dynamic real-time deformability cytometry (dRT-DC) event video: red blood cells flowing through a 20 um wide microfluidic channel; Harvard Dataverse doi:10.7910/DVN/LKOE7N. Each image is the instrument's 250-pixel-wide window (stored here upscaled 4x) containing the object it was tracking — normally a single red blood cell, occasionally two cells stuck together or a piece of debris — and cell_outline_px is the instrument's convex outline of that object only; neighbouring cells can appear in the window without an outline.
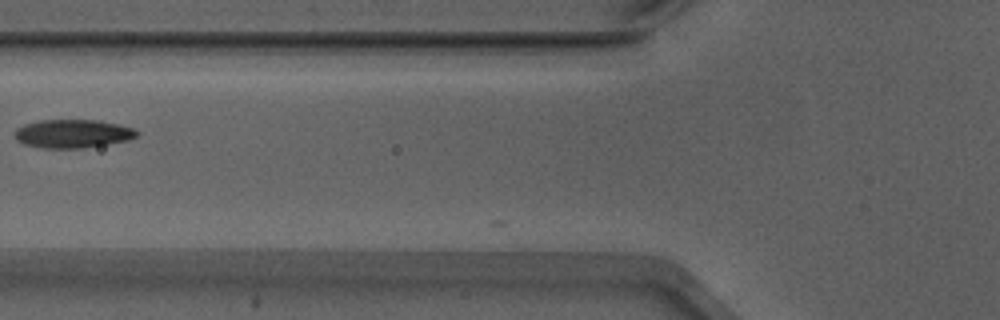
{"species": "Egyptian fruit bat (a non-hibernating species)", "species_latin": "Rousettus aegyptiacus", "temperature_condition": "warm", "stored_images_in_passage": 37, "camera_frame_rate_fps": 3000, "um_per_image_px": 0.085, "animal": {"sex": "male"}, "frame": {"image": 1, "passage_image": 8, "time_ms": 2.333, "image_size_px": [1000, 320], "cell_outline_px": [[140, 132], [136, 136], [128, 140], [80, 148], [40, 148], [24, 144], [16, 140], [12, 136], [16, 128], [24, 124], [40, 120], [96, 120], [120, 124], [132, 128]], "centroid_in_image_um": [6.12, 11.35], "position_along_channel_um": 119.7, "area_um2": 20.29}}
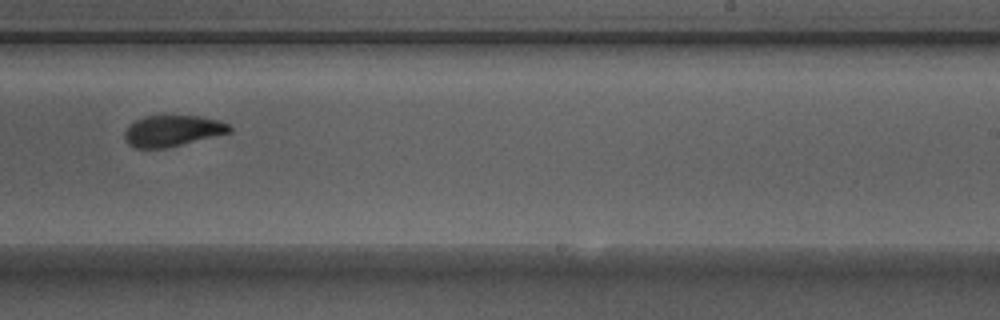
{"frame": {"image": 2, "passage_image": 20, "time_ms": 6.333, "image_size_px": [1000, 320], "cell_outline_px": [[232, 132], [168, 148], [136, 148], [128, 144], [124, 140], [124, 132], [136, 120], [144, 116], [200, 116], [216, 120], [228, 124], [232, 128]], "centroid_in_image_um": [14.66, 11.13], "position_along_channel_um": 274.3, "area_um2": 18.96}}
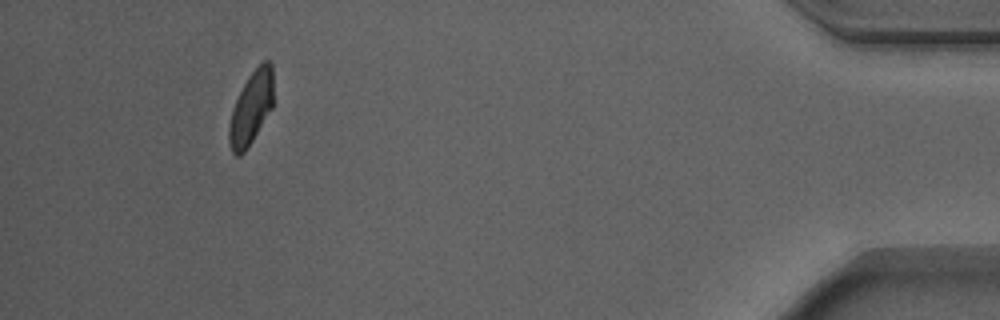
{"frame": {"image": 3, "passage_image": 36, "time_ms": 11.667, "image_size_px": [1000, 320], "cell_outline_px": [[272, 108], [252, 140], [244, 152], [240, 156], [236, 156], [232, 152], [228, 140], [228, 128], [232, 108], [248, 76], [264, 60], [268, 60], [272, 64]], "centroid_in_image_um": [21.32, 9.19], "position_along_channel_um": 413.9, "area_um2": 18.55}}